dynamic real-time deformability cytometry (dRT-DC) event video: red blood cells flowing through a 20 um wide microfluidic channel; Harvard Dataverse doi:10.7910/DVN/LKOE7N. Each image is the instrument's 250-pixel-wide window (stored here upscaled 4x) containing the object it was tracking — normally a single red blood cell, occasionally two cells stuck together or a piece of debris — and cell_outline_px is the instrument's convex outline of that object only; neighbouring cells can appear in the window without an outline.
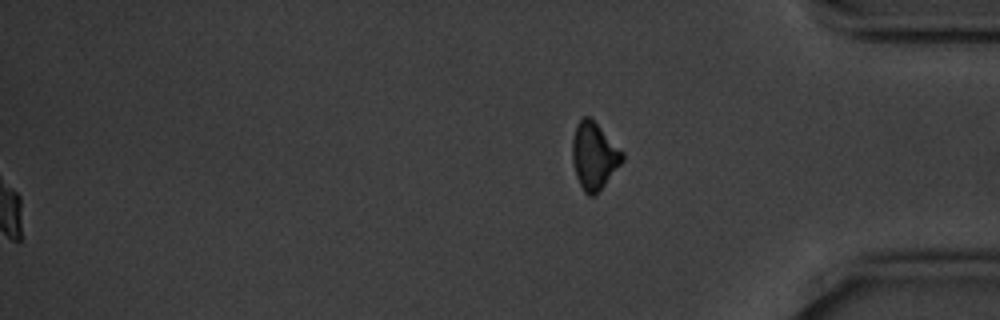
{"species": "common noctule bat (a hibernating species)", "species_latin": "Nyctalus noctula", "temperature_condition": "cold", "stored_images_in_passage": 45, "camera_frame_rate_fps": 3000, "um_per_image_px": 0.085, "animal": {"sex": "male", "body_mass_g": 20.1, "forearm_length_mm": 53.5}, "frame": {"image": 1, "passage_image": 45, "time_ms": 14.667, "image_size_px": [1000, 320], "cell_outline_px": [[624, 160], [604, 184], [592, 196], [588, 196], [584, 192], [576, 176], [572, 160], [572, 140], [576, 124], [584, 116], [592, 116], [624, 152]], "centroid_in_image_um": [50.5, 13.18], "position_along_channel_um": 384.7, "area_um2": 19.65}, "authors_computed_cell_mechanics": {"area_um2": 19.5364, "velocity_mm_per_s": 3.5103, "shape_relaxation_time_tau1_ms": 3.6088, "shape_relaxation_time_tau2_ms": 5.8028, "deformation_change_tau1": 0.1196, "deformation_change_tau2": 0.0892}}